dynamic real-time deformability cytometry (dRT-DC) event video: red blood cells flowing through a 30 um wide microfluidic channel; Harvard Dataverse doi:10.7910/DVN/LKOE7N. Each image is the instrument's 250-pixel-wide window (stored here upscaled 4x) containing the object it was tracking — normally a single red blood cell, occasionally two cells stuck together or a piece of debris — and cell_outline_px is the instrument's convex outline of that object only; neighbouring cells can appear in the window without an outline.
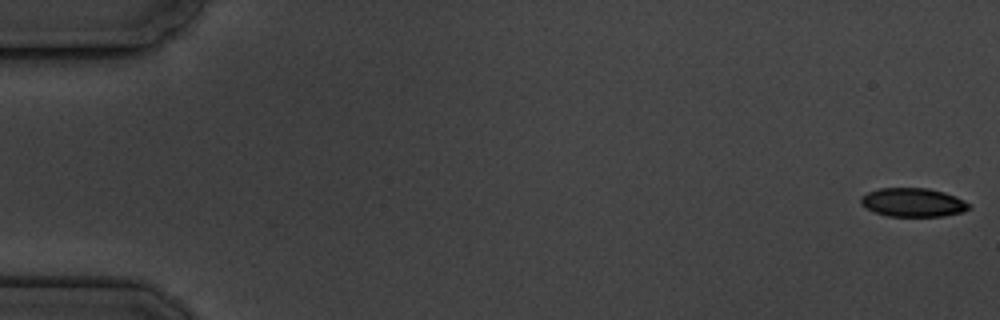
{"species": "common noctule bat (a hibernating species)", "species_latin": "Nyctalus noctula", "temperature_condition": "cold", "stored_images_in_passage": 17, "camera_frame_rate_fps": 3000, "um_per_image_px": 0.085, "animal": {"sex": "male", "body_mass_g": 19.5, "forearm_length_mm": 54.6}, "frame": {"image": 1, "passage_image": 1, "time_ms": 0.0, "image_size_px": [1000, 320], "cell_outline_px": [[972, 208], [964, 212], [944, 216], [888, 216], [876, 212], [860, 204], [860, 196], [868, 192], [880, 188], [928, 188], [944, 192], [956, 196], [972, 204]], "centroid_in_image_um": [77.66, 17.2], "position_along_channel_um": 7.3, "area_um2": 18.26}}
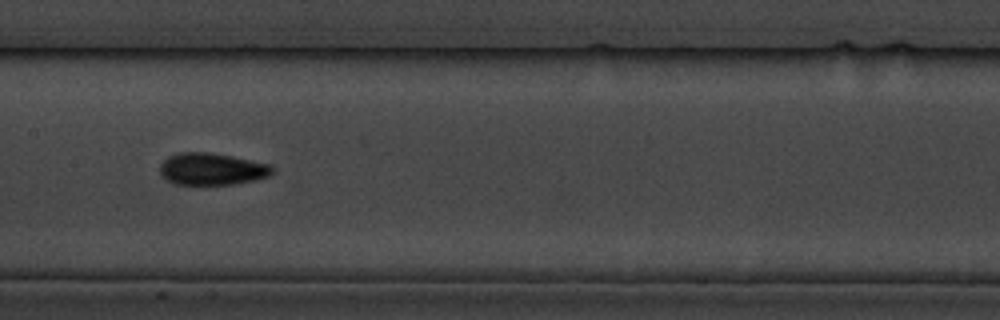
{"frame": {"image": 2, "passage_image": 9, "time_ms": 9.333, "image_size_px": [1000, 320], "cell_outline_px": [[276, 168], [268, 176], [256, 180], [236, 184], [172, 184], [164, 180], [160, 176], [160, 164], [168, 156], [180, 152], [208, 152], [232, 156], [268, 164]], "centroid_in_image_um": [17.97, 14.37], "position_along_channel_um": 189.4, "area_um2": 21.15}}
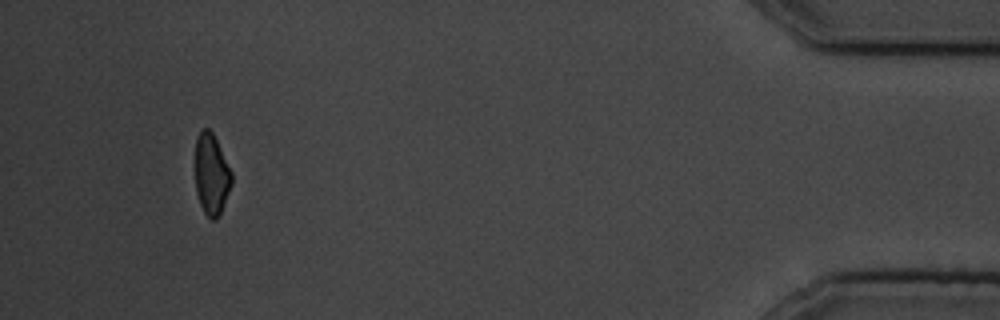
{"frame": {"image": 3, "passage_image": 16, "time_ms": 17.667, "image_size_px": [1000, 320], "cell_outline_px": [[232, 184], [220, 212], [216, 220], [212, 220], [204, 212], [200, 204], [196, 192], [196, 136], [204, 128], [208, 128], [212, 132], [232, 172]], "centroid_in_image_um": [17.97, 14.82], "position_along_channel_um": 417.2, "area_um2": 16.94}, "authors_computed_cell_mechanics": {"area_um2": 19.4208, "velocity_mm_per_s": 3.5393, "shape_relaxation_time_tau1_ms": 6.2008, "shape_relaxation_time_tau2_ms": 5.3064, "deformation_change_tau1": 0.1343, "deformation_change_tau2": 0.0879}}